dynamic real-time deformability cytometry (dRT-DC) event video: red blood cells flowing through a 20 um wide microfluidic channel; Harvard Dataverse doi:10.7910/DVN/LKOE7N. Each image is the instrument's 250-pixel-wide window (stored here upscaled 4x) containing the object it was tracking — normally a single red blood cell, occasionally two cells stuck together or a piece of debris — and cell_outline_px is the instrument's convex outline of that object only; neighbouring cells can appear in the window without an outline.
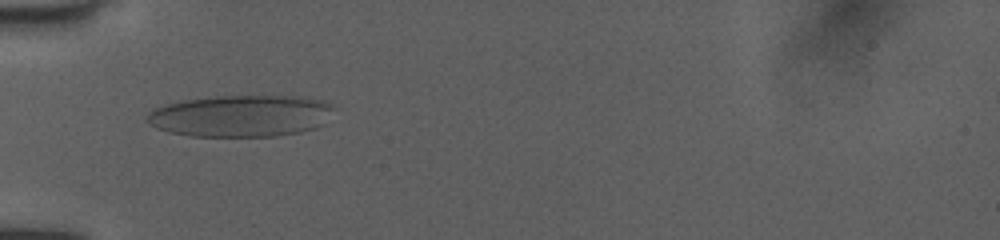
{"species": "human", "species_latin": "Homo sapiens", "temperature_condition": "room temperature", "stored_images_in_passage": 37, "camera_frame_rate_fps": 3000, "um_per_image_px": 0.085, "donor": {"sex": "female"}, "frame": {"image": 1, "passage_image": 3, "time_ms": 0.667, "image_size_px": [1000, 240], "cell_outline_px": [[332, 108], [324, 124], [316, 128], [300, 132], [276, 136], [188, 136], [168, 132], [156, 128], [148, 124], [144, 120], [144, 116], [152, 108], [184, 100], [216, 96], [300, 96], [320, 100], [332, 104]], "centroid_in_image_um": [20.41, 9.85], "position_along_channel_um": 64.6, "area_um2": 45.72}}
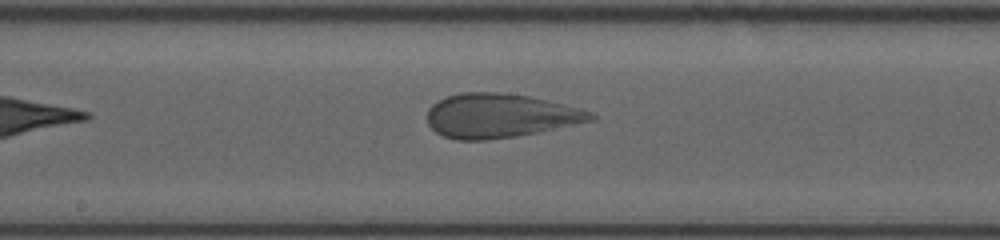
{"frame": {"image": 2, "passage_image": 14, "time_ms": 4.333, "image_size_px": [1000, 240], "cell_outline_px": [[596, 120], [516, 136], [484, 140], [456, 140], [444, 136], [436, 132], [428, 124], [428, 108], [432, 104], [448, 96], [460, 92], [496, 92], [528, 96], [592, 112], [596, 116]], "centroid_in_image_um": [42.45, 9.84], "position_along_channel_um": 205.7, "area_um2": 41.5}}
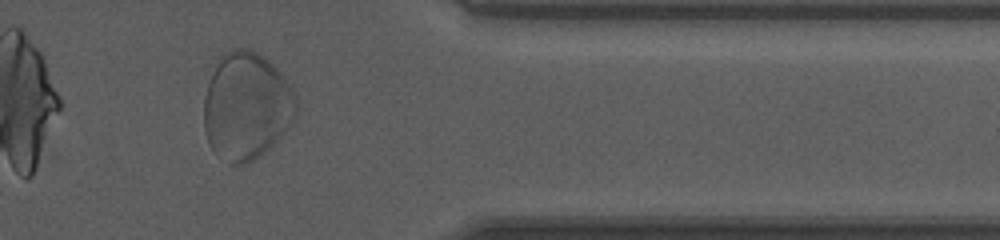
{"frame": {"image": 3, "passage_image": 29, "time_ms": 9.333, "image_size_px": [1000, 240], "cell_outline_px": [[296, 112], [288, 128], [260, 156], [248, 164], [228, 164], [216, 156], [208, 144], [204, 128], [204, 96], [212, 72], [224, 52], [232, 48], [248, 48], [264, 56], [272, 64], [292, 88], [296, 96]], "centroid_in_image_um": [20.91, 9.04], "position_along_channel_um": 390.5, "area_um2": 57.92}}